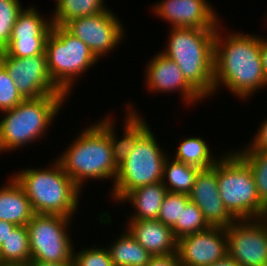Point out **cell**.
Here are the masks:
<instances>
[{
  "label": "cell",
  "mask_w": 267,
  "mask_h": 266,
  "mask_svg": "<svg viewBox=\"0 0 267 266\" xmlns=\"http://www.w3.org/2000/svg\"><path fill=\"white\" fill-rule=\"evenodd\" d=\"M220 27L223 28L219 25L214 36V94L222 84L235 97L247 100L267 86L262 68L261 37L239 32H229L225 36L219 31Z\"/></svg>",
  "instance_id": "cell-1"
},
{
  "label": "cell",
  "mask_w": 267,
  "mask_h": 266,
  "mask_svg": "<svg viewBox=\"0 0 267 266\" xmlns=\"http://www.w3.org/2000/svg\"><path fill=\"white\" fill-rule=\"evenodd\" d=\"M87 127L56 159L80 189L88 179L115 182L118 173L109 139V115Z\"/></svg>",
  "instance_id": "cell-2"
},
{
  "label": "cell",
  "mask_w": 267,
  "mask_h": 266,
  "mask_svg": "<svg viewBox=\"0 0 267 266\" xmlns=\"http://www.w3.org/2000/svg\"><path fill=\"white\" fill-rule=\"evenodd\" d=\"M216 29L171 27L165 50L186 81L205 99L214 94V36Z\"/></svg>",
  "instance_id": "cell-3"
},
{
  "label": "cell",
  "mask_w": 267,
  "mask_h": 266,
  "mask_svg": "<svg viewBox=\"0 0 267 266\" xmlns=\"http://www.w3.org/2000/svg\"><path fill=\"white\" fill-rule=\"evenodd\" d=\"M46 169L26 168L13 178L24 190L34 214L72 217L78 210L81 189L64 172L57 160ZM53 166V167H52Z\"/></svg>",
  "instance_id": "cell-4"
},
{
  "label": "cell",
  "mask_w": 267,
  "mask_h": 266,
  "mask_svg": "<svg viewBox=\"0 0 267 266\" xmlns=\"http://www.w3.org/2000/svg\"><path fill=\"white\" fill-rule=\"evenodd\" d=\"M67 98V95L27 98L13 109L1 112L5 115L0 120V153L21 149L43 137Z\"/></svg>",
  "instance_id": "cell-5"
},
{
  "label": "cell",
  "mask_w": 267,
  "mask_h": 266,
  "mask_svg": "<svg viewBox=\"0 0 267 266\" xmlns=\"http://www.w3.org/2000/svg\"><path fill=\"white\" fill-rule=\"evenodd\" d=\"M217 161L220 198L237 219L267 217V206L260 200L249 165L233 150Z\"/></svg>",
  "instance_id": "cell-6"
},
{
  "label": "cell",
  "mask_w": 267,
  "mask_h": 266,
  "mask_svg": "<svg viewBox=\"0 0 267 266\" xmlns=\"http://www.w3.org/2000/svg\"><path fill=\"white\" fill-rule=\"evenodd\" d=\"M45 54L54 84L67 96L76 78L99 62L85 43L58 25H53L47 37Z\"/></svg>",
  "instance_id": "cell-7"
},
{
  "label": "cell",
  "mask_w": 267,
  "mask_h": 266,
  "mask_svg": "<svg viewBox=\"0 0 267 266\" xmlns=\"http://www.w3.org/2000/svg\"><path fill=\"white\" fill-rule=\"evenodd\" d=\"M151 128L138 139L128 157L118 165L111 197L119 201L130 191L162 181L167 153L160 148Z\"/></svg>",
  "instance_id": "cell-8"
},
{
  "label": "cell",
  "mask_w": 267,
  "mask_h": 266,
  "mask_svg": "<svg viewBox=\"0 0 267 266\" xmlns=\"http://www.w3.org/2000/svg\"><path fill=\"white\" fill-rule=\"evenodd\" d=\"M73 218L61 215L34 214L28 222L31 260L49 263L73 259V243L67 229Z\"/></svg>",
  "instance_id": "cell-9"
},
{
  "label": "cell",
  "mask_w": 267,
  "mask_h": 266,
  "mask_svg": "<svg viewBox=\"0 0 267 266\" xmlns=\"http://www.w3.org/2000/svg\"><path fill=\"white\" fill-rule=\"evenodd\" d=\"M226 234L228 256L240 266H267V217L237 220Z\"/></svg>",
  "instance_id": "cell-10"
},
{
  "label": "cell",
  "mask_w": 267,
  "mask_h": 266,
  "mask_svg": "<svg viewBox=\"0 0 267 266\" xmlns=\"http://www.w3.org/2000/svg\"><path fill=\"white\" fill-rule=\"evenodd\" d=\"M0 63L6 68L24 99L66 95L54 84L48 71L46 55L19 58L0 51Z\"/></svg>",
  "instance_id": "cell-11"
},
{
  "label": "cell",
  "mask_w": 267,
  "mask_h": 266,
  "mask_svg": "<svg viewBox=\"0 0 267 266\" xmlns=\"http://www.w3.org/2000/svg\"><path fill=\"white\" fill-rule=\"evenodd\" d=\"M118 19L112 10H105L71 20L64 27L85 43L99 60L115 50L124 38L125 29Z\"/></svg>",
  "instance_id": "cell-12"
},
{
  "label": "cell",
  "mask_w": 267,
  "mask_h": 266,
  "mask_svg": "<svg viewBox=\"0 0 267 266\" xmlns=\"http://www.w3.org/2000/svg\"><path fill=\"white\" fill-rule=\"evenodd\" d=\"M177 253L182 266H209L228 255L226 228L185 235L178 239Z\"/></svg>",
  "instance_id": "cell-13"
},
{
  "label": "cell",
  "mask_w": 267,
  "mask_h": 266,
  "mask_svg": "<svg viewBox=\"0 0 267 266\" xmlns=\"http://www.w3.org/2000/svg\"><path fill=\"white\" fill-rule=\"evenodd\" d=\"M155 16L171 27L217 29L218 14L206 0H161L152 5Z\"/></svg>",
  "instance_id": "cell-14"
},
{
  "label": "cell",
  "mask_w": 267,
  "mask_h": 266,
  "mask_svg": "<svg viewBox=\"0 0 267 266\" xmlns=\"http://www.w3.org/2000/svg\"><path fill=\"white\" fill-rule=\"evenodd\" d=\"M189 198L202 211L203 217L210 227L227 228L237 221L220 198L217 162L212 168L199 171Z\"/></svg>",
  "instance_id": "cell-15"
},
{
  "label": "cell",
  "mask_w": 267,
  "mask_h": 266,
  "mask_svg": "<svg viewBox=\"0 0 267 266\" xmlns=\"http://www.w3.org/2000/svg\"><path fill=\"white\" fill-rule=\"evenodd\" d=\"M145 82L152 92L173 93L180 91L185 105H193L204 98L186 81L178 64L167 58L160 51L146 65ZM199 100V101H198ZM195 102V103H194ZM193 103V104H192Z\"/></svg>",
  "instance_id": "cell-16"
},
{
  "label": "cell",
  "mask_w": 267,
  "mask_h": 266,
  "mask_svg": "<svg viewBox=\"0 0 267 266\" xmlns=\"http://www.w3.org/2000/svg\"><path fill=\"white\" fill-rule=\"evenodd\" d=\"M126 226L124 229L152 256L177 252L178 239L173 229L159 220H128Z\"/></svg>",
  "instance_id": "cell-17"
},
{
  "label": "cell",
  "mask_w": 267,
  "mask_h": 266,
  "mask_svg": "<svg viewBox=\"0 0 267 266\" xmlns=\"http://www.w3.org/2000/svg\"><path fill=\"white\" fill-rule=\"evenodd\" d=\"M125 107L128 111H126L127 113L124 117L123 137L119 140L117 139L118 135H116V130H114V118L112 119V117L109 116V139L114 162L117 166L128 157L129 153L134 149L137 139L149 128L142 118V114H140V112L137 113L136 110L133 109L134 107H132L131 102L130 106L129 103H126Z\"/></svg>",
  "instance_id": "cell-18"
},
{
  "label": "cell",
  "mask_w": 267,
  "mask_h": 266,
  "mask_svg": "<svg viewBox=\"0 0 267 266\" xmlns=\"http://www.w3.org/2000/svg\"><path fill=\"white\" fill-rule=\"evenodd\" d=\"M34 212L24 190L10 177L9 182L0 188V220L16 226H26Z\"/></svg>",
  "instance_id": "cell-19"
},
{
  "label": "cell",
  "mask_w": 267,
  "mask_h": 266,
  "mask_svg": "<svg viewBox=\"0 0 267 266\" xmlns=\"http://www.w3.org/2000/svg\"><path fill=\"white\" fill-rule=\"evenodd\" d=\"M167 192L161 181L138 187L127 193L119 202L127 200L135 208L129 220H156Z\"/></svg>",
  "instance_id": "cell-20"
},
{
  "label": "cell",
  "mask_w": 267,
  "mask_h": 266,
  "mask_svg": "<svg viewBox=\"0 0 267 266\" xmlns=\"http://www.w3.org/2000/svg\"><path fill=\"white\" fill-rule=\"evenodd\" d=\"M107 249L113 266H146L152 255L126 229Z\"/></svg>",
  "instance_id": "cell-21"
},
{
  "label": "cell",
  "mask_w": 267,
  "mask_h": 266,
  "mask_svg": "<svg viewBox=\"0 0 267 266\" xmlns=\"http://www.w3.org/2000/svg\"><path fill=\"white\" fill-rule=\"evenodd\" d=\"M31 250L27 226H16L0 247V262L4 265H27Z\"/></svg>",
  "instance_id": "cell-22"
},
{
  "label": "cell",
  "mask_w": 267,
  "mask_h": 266,
  "mask_svg": "<svg viewBox=\"0 0 267 266\" xmlns=\"http://www.w3.org/2000/svg\"><path fill=\"white\" fill-rule=\"evenodd\" d=\"M168 156L164 163L162 183L168 192L189 195L195 183L196 175L201 169L187 165Z\"/></svg>",
  "instance_id": "cell-23"
},
{
  "label": "cell",
  "mask_w": 267,
  "mask_h": 266,
  "mask_svg": "<svg viewBox=\"0 0 267 266\" xmlns=\"http://www.w3.org/2000/svg\"><path fill=\"white\" fill-rule=\"evenodd\" d=\"M105 0H58L51 15L52 24L65 26L69 21L96 15L105 10H109L104 5Z\"/></svg>",
  "instance_id": "cell-24"
},
{
  "label": "cell",
  "mask_w": 267,
  "mask_h": 266,
  "mask_svg": "<svg viewBox=\"0 0 267 266\" xmlns=\"http://www.w3.org/2000/svg\"><path fill=\"white\" fill-rule=\"evenodd\" d=\"M43 17L35 6L31 5L27 9L24 8L14 24L11 39L47 38L52 30L53 24L50 15V19Z\"/></svg>",
  "instance_id": "cell-25"
},
{
  "label": "cell",
  "mask_w": 267,
  "mask_h": 266,
  "mask_svg": "<svg viewBox=\"0 0 267 266\" xmlns=\"http://www.w3.org/2000/svg\"><path fill=\"white\" fill-rule=\"evenodd\" d=\"M174 153V159L201 170L212 168L218 161L216 157H212L208 144L200 136L184 139Z\"/></svg>",
  "instance_id": "cell-26"
},
{
  "label": "cell",
  "mask_w": 267,
  "mask_h": 266,
  "mask_svg": "<svg viewBox=\"0 0 267 266\" xmlns=\"http://www.w3.org/2000/svg\"><path fill=\"white\" fill-rule=\"evenodd\" d=\"M209 227L202 211L195 203L189 201L185 208L182 209L180 220H177L176 225L172 229L175 237L179 239L185 235L202 232Z\"/></svg>",
  "instance_id": "cell-27"
},
{
  "label": "cell",
  "mask_w": 267,
  "mask_h": 266,
  "mask_svg": "<svg viewBox=\"0 0 267 266\" xmlns=\"http://www.w3.org/2000/svg\"><path fill=\"white\" fill-rule=\"evenodd\" d=\"M251 168L260 200L267 206V152H236Z\"/></svg>",
  "instance_id": "cell-28"
},
{
  "label": "cell",
  "mask_w": 267,
  "mask_h": 266,
  "mask_svg": "<svg viewBox=\"0 0 267 266\" xmlns=\"http://www.w3.org/2000/svg\"><path fill=\"white\" fill-rule=\"evenodd\" d=\"M21 4L19 0H0V51L8 46L14 24L23 10Z\"/></svg>",
  "instance_id": "cell-29"
},
{
  "label": "cell",
  "mask_w": 267,
  "mask_h": 266,
  "mask_svg": "<svg viewBox=\"0 0 267 266\" xmlns=\"http://www.w3.org/2000/svg\"><path fill=\"white\" fill-rule=\"evenodd\" d=\"M190 201L189 195L167 192L160 208L158 219L164 225L173 228L180 220L182 209Z\"/></svg>",
  "instance_id": "cell-30"
},
{
  "label": "cell",
  "mask_w": 267,
  "mask_h": 266,
  "mask_svg": "<svg viewBox=\"0 0 267 266\" xmlns=\"http://www.w3.org/2000/svg\"><path fill=\"white\" fill-rule=\"evenodd\" d=\"M47 38H20L10 39L8 46L3 50L11 57H30L46 55L45 44Z\"/></svg>",
  "instance_id": "cell-31"
},
{
  "label": "cell",
  "mask_w": 267,
  "mask_h": 266,
  "mask_svg": "<svg viewBox=\"0 0 267 266\" xmlns=\"http://www.w3.org/2000/svg\"><path fill=\"white\" fill-rule=\"evenodd\" d=\"M23 99L8 71L0 63V112L13 109Z\"/></svg>",
  "instance_id": "cell-32"
},
{
  "label": "cell",
  "mask_w": 267,
  "mask_h": 266,
  "mask_svg": "<svg viewBox=\"0 0 267 266\" xmlns=\"http://www.w3.org/2000/svg\"><path fill=\"white\" fill-rule=\"evenodd\" d=\"M73 261L75 266H113L107 246L97 248L94 245L77 253L73 251Z\"/></svg>",
  "instance_id": "cell-33"
},
{
  "label": "cell",
  "mask_w": 267,
  "mask_h": 266,
  "mask_svg": "<svg viewBox=\"0 0 267 266\" xmlns=\"http://www.w3.org/2000/svg\"><path fill=\"white\" fill-rule=\"evenodd\" d=\"M258 133L253 137V141L247 147H244L235 152H267V118L264 119L262 124L257 129Z\"/></svg>",
  "instance_id": "cell-34"
},
{
  "label": "cell",
  "mask_w": 267,
  "mask_h": 266,
  "mask_svg": "<svg viewBox=\"0 0 267 266\" xmlns=\"http://www.w3.org/2000/svg\"><path fill=\"white\" fill-rule=\"evenodd\" d=\"M146 266H182L178 253L152 256Z\"/></svg>",
  "instance_id": "cell-35"
},
{
  "label": "cell",
  "mask_w": 267,
  "mask_h": 266,
  "mask_svg": "<svg viewBox=\"0 0 267 266\" xmlns=\"http://www.w3.org/2000/svg\"><path fill=\"white\" fill-rule=\"evenodd\" d=\"M15 227L11 222L0 220V247Z\"/></svg>",
  "instance_id": "cell-36"
},
{
  "label": "cell",
  "mask_w": 267,
  "mask_h": 266,
  "mask_svg": "<svg viewBox=\"0 0 267 266\" xmlns=\"http://www.w3.org/2000/svg\"><path fill=\"white\" fill-rule=\"evenodd\" d=\"M261 59L264 75L267 79V39L261 37Z\"/></svg>",
  "instance_id": "cell-37"
},
{
  "label": "cell",
  "mask_w": 267,
  "mask_h": 266,
  "mask_svg": "<svg viewBox=\"0 0 267 266\" xmlns=\"http://www.w3.org/2000/svg\"><path fill=\"white\" fill-rule=\"evenodd\" d=\"M29 266H75L73 259L69 262H62V263H49V262H42L39 260H31L29 262Z\"/></svg>",
  "instance_id": "cell-38"
},
{
  "label": "cell",
  "mask_w": 267,
  "mask_h": 266,
  "mask_svg": "<svg viewBox=\"0 0 267 266\" xmlns=\"http://www.w3.org/2000/svg\"><path fill=\"white\" fill-rule=\"evenodd\" d=\"M209 266H240V265L235 260H233L231 257L227 255L222 260H219Z\"/></svg>",
  "instance_id": "cell-39"
},
{
  "label": "cell",
  "mask_w": 267,
  "mask_h": 266,
  "mask_svg": "<svg viewBox=\"0 0 267 266\" xmlns=\"http://www.w3.org/2000/svg\"><path fill=\"white\" fill-rule=\"evenodd\" d=\"M4 266H29V264L27 265H4Z\"/></svg>",
  "instance_id": "cell-40"
}]
</instances>
